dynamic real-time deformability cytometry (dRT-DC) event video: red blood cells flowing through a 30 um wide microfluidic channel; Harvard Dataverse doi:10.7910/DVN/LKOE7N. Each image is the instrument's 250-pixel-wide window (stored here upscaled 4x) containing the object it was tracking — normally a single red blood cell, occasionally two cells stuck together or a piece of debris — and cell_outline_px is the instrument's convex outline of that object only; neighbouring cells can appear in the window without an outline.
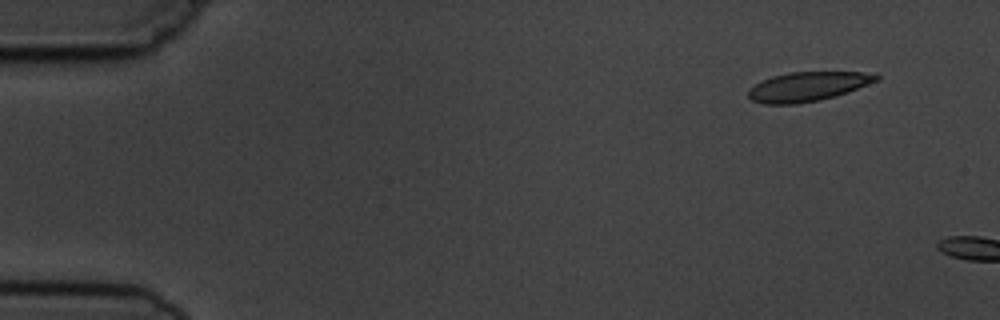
{"species": "common noctule bat (a hibernating species)", "species_latin": "Nyctalus noctula", "temperature_condition": "cold", "stored_images_in_passage": 3, "camera_frame_rate_fps": 3000, "um_per_image_px": 0.085, "animal": {"sex": "male", "body_mass_g": 19.5, "forearm_length_mm": 54.6}, "frame": {"image": 1, "passage_image": 2, "time_ms": 1.0, "image_size_px": [1000, 320], "cell_outline_px": [[880, 80], [848, 92], [836, 96], [820, 100], [796, 104], [764, 104], [752, 100], [748, 96], [748, 88], [772, 76], [792, 72], [876, 72], [880, 76]], "centroid_in_image_um": [68.71, 7.35], "position_along_channel_um": 16.3, "area_um2": 22.02}}